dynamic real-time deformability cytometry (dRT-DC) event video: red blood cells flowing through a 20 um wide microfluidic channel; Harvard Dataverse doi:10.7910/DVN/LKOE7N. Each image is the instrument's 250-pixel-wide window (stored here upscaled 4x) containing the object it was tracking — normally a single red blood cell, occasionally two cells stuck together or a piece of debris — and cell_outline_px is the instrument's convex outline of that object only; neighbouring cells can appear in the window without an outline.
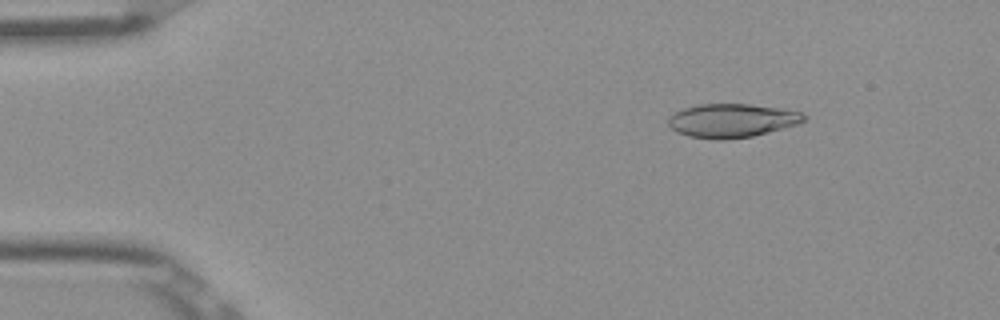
{"species": "Egyptian fruit bat (a non-hibernating species)", "species_latin": "Rousettus aegyptiacus", "temperature_condition": "room temperature", "stored_images_in_passage": 52, "camera_frame_rate_fps": 3000, "um_per_image_px": 0.085, "frame": {"image": 1, "passage_image": 7, "time_ms": 2.0, "image_size_px": [1000, 320], "cell_outline_px": [[808, 116], [804, 120], [796, 124], [768, 132], [752, 136], [724, 140], [720, 140], [688, 136], [676, 132], [668, 124], [668, 116], [684, 108], [700, 104], [748, 104], [780, 108], [800, 112]], "centroid_in_image_um": [62.18, 10.25], "position_along_channel_um": 22.8, "area_um2": 26.47}}
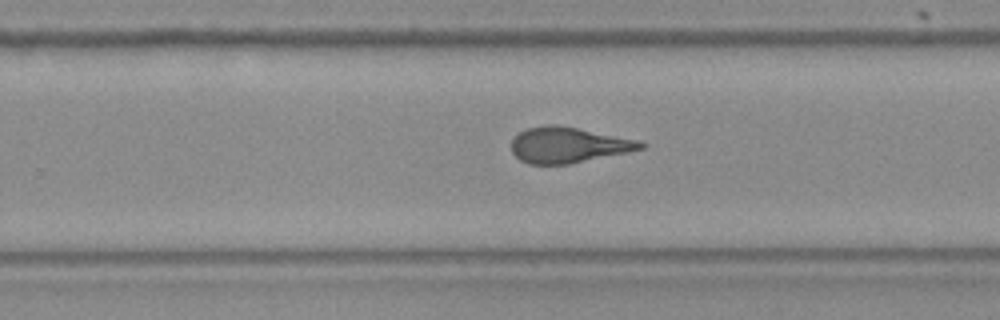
{"frame": {"image": 2, "passage_image": 33, "time_ms": 10.667, "image_size_px": [1000, 320], "cell_outline_px": [[648, 144], [644, 148], [628, 152], [568, 164], [528, 164], [520, 160], [512, 152], [512, 140], [520, 132], [528, 128], [552, 124], [576, 128], [640, 140]], "centroid_in_image_um": [48.33, 12.33], "position_along_channel_um": 281.5, "area_um2": 26.59}}
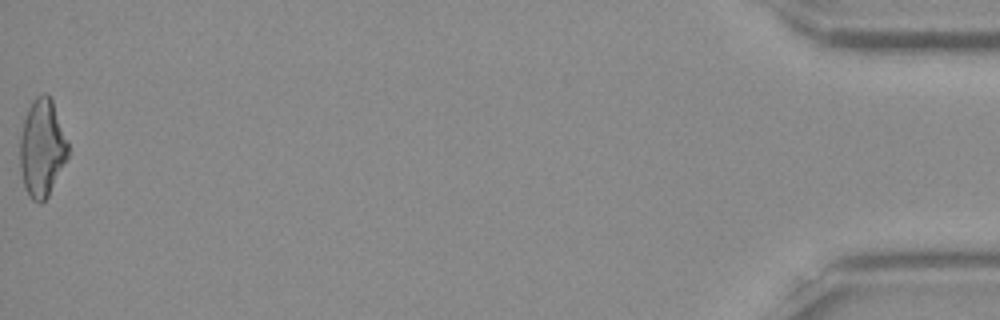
{"frame": {"image": 3, "passage_image": 52, "time_ms": 17.0, "image_size_px": [1000, 320], "cell_outline_px": [[68, 156], [48, 196], [40, 204], [32, 200], [24, 188], [20, 168], [20, 136], [24, 120], [28, 108], [32, 100], [36, 96], [44, 92], [48, 92], [52, 100], [68, 140]], "centroid_in_image_um": [3.57, 12.56], "position_along_channel_um": 431.6, "area_um2": 27.46}, "authors_computed_cell_mechanics": {"area_um2": 26.9348, "velocity_mm_per_s": 3.9105, "shape_relaxation_time_tau1_ms": 6.2708, "shape_relaxation_time_tau2_ms": 1.3926, "deformation_change_tau1": 0.186, "deformation_change_tau2": 0.0885}}